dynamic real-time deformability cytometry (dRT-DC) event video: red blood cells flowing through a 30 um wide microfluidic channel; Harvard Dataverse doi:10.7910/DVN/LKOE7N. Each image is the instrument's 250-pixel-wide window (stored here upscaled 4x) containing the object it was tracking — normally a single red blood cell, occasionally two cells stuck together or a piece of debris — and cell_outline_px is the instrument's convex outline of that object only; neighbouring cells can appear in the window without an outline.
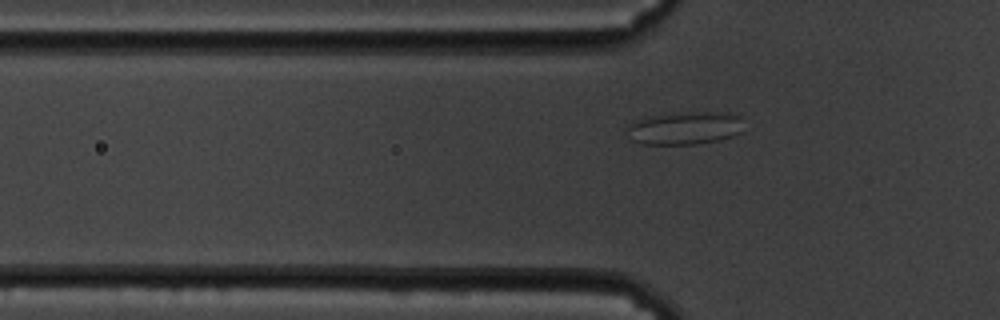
{"species": "common noctule bat (a hibernating species)", "species_latin": "Nyctalus noctula", "temperature_condition": "cold", "stored_images_in_passage": 40, "camera_frame_rate_fps": 3000, "um_per_image_px": 0.085, "animal": {"sex": "male", "body_mass_g": 19.5, "forearm_length_mm": 54.6}, "frame": {"image": 1, "passage_image": 2, "time_ms": 0.333, "image_size_px": [1000, 320], "cell_outline_px": [[744, 116], [740, 132], [732, 136], [720, 140], [696, 144], [640, 144], [632, 140], [628, 128], [628, 124], [632, 120], [648, 116], [676, 112], [740, 112]], "centroid_in_image_um": [58.26, 10.85], "position_along_channel_um": 67.5, "area_um2": 22.95}}
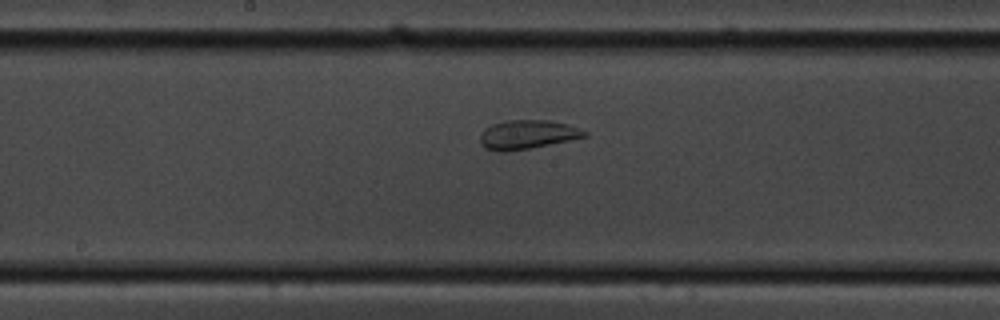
{"frame": {"image": 2, "passage_image": 14, "time_ms": 4.333, "image_size_px": [1000, 320], "cell_outline_px": [[588, 136], [528, 148], [504, 152], [500, 152], [484, 148], [480, 144], [480, 136], [492, 124], [508, 120], [548, 120], [568, 124], [588, 132]], "centroid_in_image_um": [44.82, 11.43], "position_along_channel_um": 203.4, "area_um2": 17.34}}
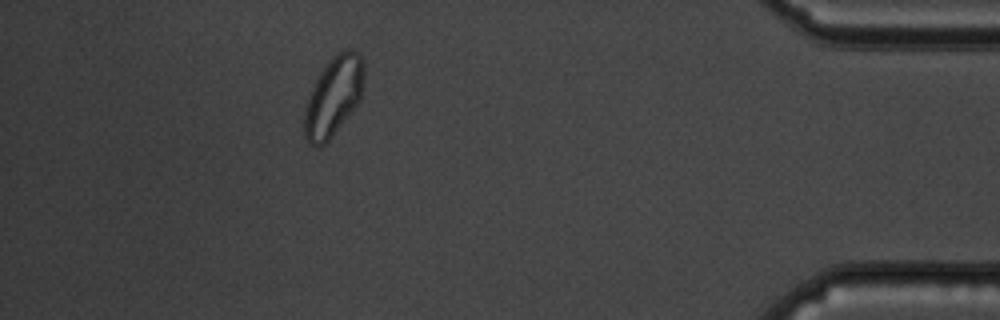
{"frame": {"image": 3, "passage_image": 36, "time_ms": 11.667, "image_size_px": [1000, 320], "cell_outline_px": [[364, 76], [360, 100], [328, 140], [320, 148], [312, 144], [304, 136], [304, 116], [308, 100], [316, 80], [324, 68], [336, 52], [348, 48], [356, 52], [364, 60]], "centroid_in_image_um": [28.37, 8.17], "position_along_channel_um": 406.8, "area_um2": 26.88}}